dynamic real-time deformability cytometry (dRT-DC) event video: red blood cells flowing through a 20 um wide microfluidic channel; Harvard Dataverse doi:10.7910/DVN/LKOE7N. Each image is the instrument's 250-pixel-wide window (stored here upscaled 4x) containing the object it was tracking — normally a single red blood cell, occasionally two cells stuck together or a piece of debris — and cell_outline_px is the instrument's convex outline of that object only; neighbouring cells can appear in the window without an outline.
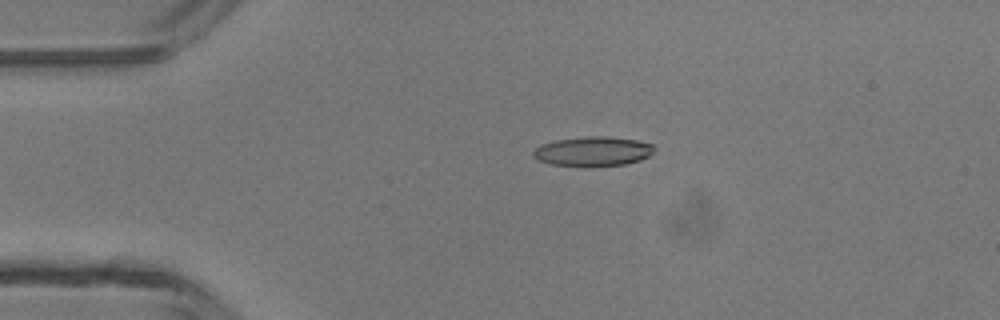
{"species": "common noctule bat (a hibernating species)", "species_latin": "Nyctalus noctula", "temperature_condition": "room temperature", "stored_images_in_passage": 2, "camera_frame_rate_fps": 3000, "um_per_image_px": 0.085, "animal": {"sex": "male", "body_mass_g": 13.3}, "frame": {"image": 1, "passage_image": 1, "time_ms": 0.0, "image_size_px": [1000, 320], "cell_outline_px": [[656, 148], [648, 156], [640, 160], [624, 164], [592, 168], [584, 168], [548, 164], [532, 156], [532, 152], [540, 144], [556, 140], [584, 136], [608, 136], [636, 140], [652, 144]], "centroid_in_image_um": [50.37, 12.89], "position_along_channel_um": 34.6, "area_um2": 21.39}}